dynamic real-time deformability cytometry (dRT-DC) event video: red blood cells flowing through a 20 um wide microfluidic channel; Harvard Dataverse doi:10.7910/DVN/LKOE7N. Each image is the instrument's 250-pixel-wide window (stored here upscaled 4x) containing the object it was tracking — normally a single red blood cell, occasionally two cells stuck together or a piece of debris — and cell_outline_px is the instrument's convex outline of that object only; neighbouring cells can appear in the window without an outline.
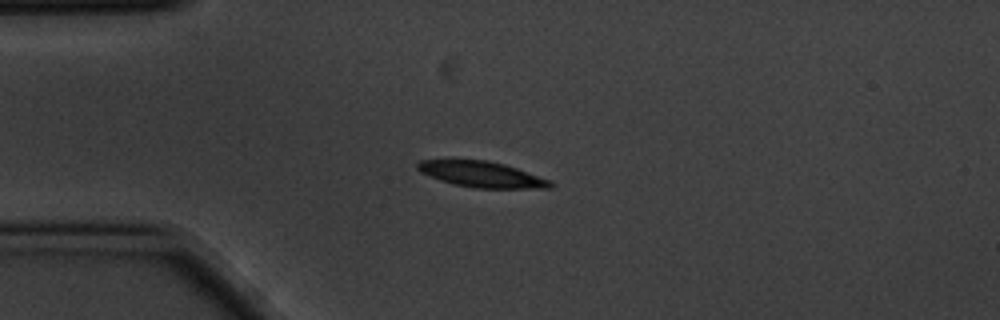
{"species": "common noctule bat (a hibernating species)", "species_latin": "Nyctalus noctula", "temperature_condition": "cold", "stored_images_in_passage": 12, "camera_frame_rate_fps": 3000, "um_per_image_px": 0.085, "animal": {"sex": "male", "body_mass_g": 20.1, "forearm_length_mm": 53.5}, "frame": {"image": 1, "passage_image": 1, "time_ms": 0.0, "image_size_px": [1000, 320], "cell_outline_px": [[556, 184], [552, 188], [476, 188], [452, 184], [440, 180], [420, 172], [416, 168], [416, 164], [420, 160], [452, 156], [488, 160], [504, 164], [516, 168], [548, 180]], "centroid_in_image_um": [40.81, 14.76], "position_along_channel_um": 44.2, "area_um2": 20.81}}
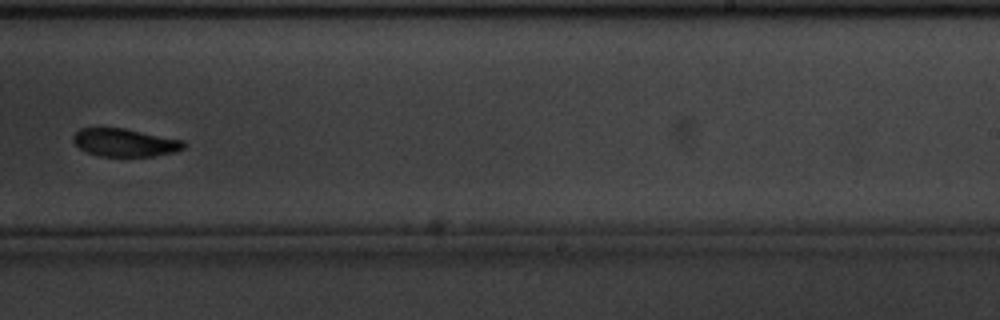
{"frame": {"image": 2, "passage_image": 7, "time_ms": 2.0, "image_size_px": [1000, 320], "cell_outline_px": [[188, 144], [184, 148], [176, 152], [152, 156], [100, 156], [88, 152], [80, 148], [72, 140], [72, 136], [80, 128], [124, 128], [184, 140]], "centroid_in_image_um": [10.65, 12.11], "position_along_channel_um": 278.3, "area_um2": 18.03}}
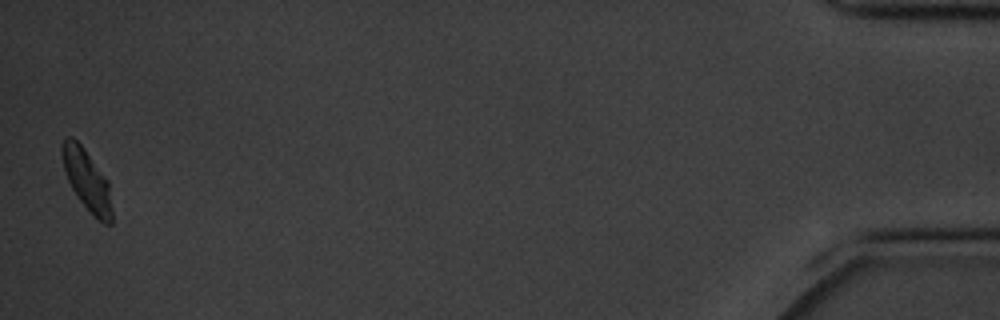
{"frame": {"image": 3, "passage_image": 12, "time_ms": 3.667, "image_size_px": [1000, 320], "cell_outline_px": [[112, 224], [104, 224], [96, 220], [76, 196], [68, 180], [64, 168], [60, 152], [60, 144], [64, 136], [72, 136], [84, 148], [108, 180], [112, 208]], "centroid_in_image_um": [7.37, 15.3], "position_along_channel_um": 427.8, "area_um2": 18.09}}